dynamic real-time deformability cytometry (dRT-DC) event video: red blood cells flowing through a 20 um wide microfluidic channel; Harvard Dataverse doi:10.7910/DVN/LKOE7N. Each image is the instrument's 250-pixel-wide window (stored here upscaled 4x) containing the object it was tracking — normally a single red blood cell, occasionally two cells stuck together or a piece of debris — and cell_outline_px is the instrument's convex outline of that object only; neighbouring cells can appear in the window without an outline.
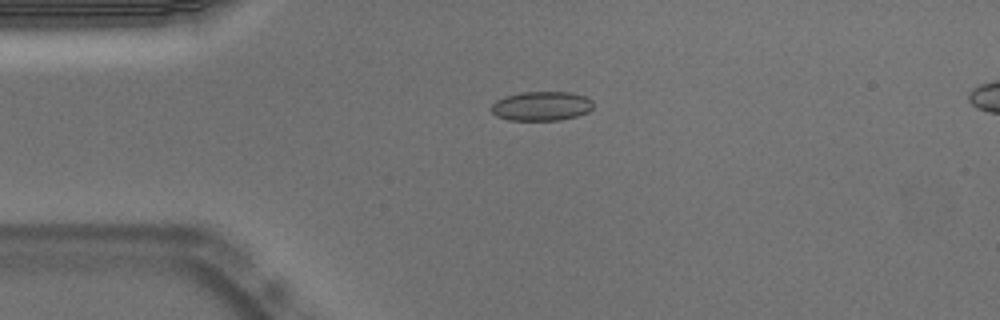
{"species": "Egyptian fruit bat (a non-hibernating species)", "species_latin": "Rousettus aegyptiacus", "temperature_condition": "warm", "stored_images_in_passage": 3, "camera_frame_rate_fps": 3000, "um_per_image_px": 0.085, "animal": {"sex": "male"}, "frame": {"image": 1, "passage_image": 1, "time_ms": 0.0, "image_size_px": [1000, 320], "cell_outline_px": [[592, 108], [588, 112], [576, 116], [560, 120], [508, 120], [496, 116], [488, 108], [496, 100], [504, 96], [520, 92], [572, 92], [584, 96], [592, 100]], "centroid_in_image_um": [45.98, 9.01], "position_along_channel_um": 39.0, "area_um2": 17.57}}